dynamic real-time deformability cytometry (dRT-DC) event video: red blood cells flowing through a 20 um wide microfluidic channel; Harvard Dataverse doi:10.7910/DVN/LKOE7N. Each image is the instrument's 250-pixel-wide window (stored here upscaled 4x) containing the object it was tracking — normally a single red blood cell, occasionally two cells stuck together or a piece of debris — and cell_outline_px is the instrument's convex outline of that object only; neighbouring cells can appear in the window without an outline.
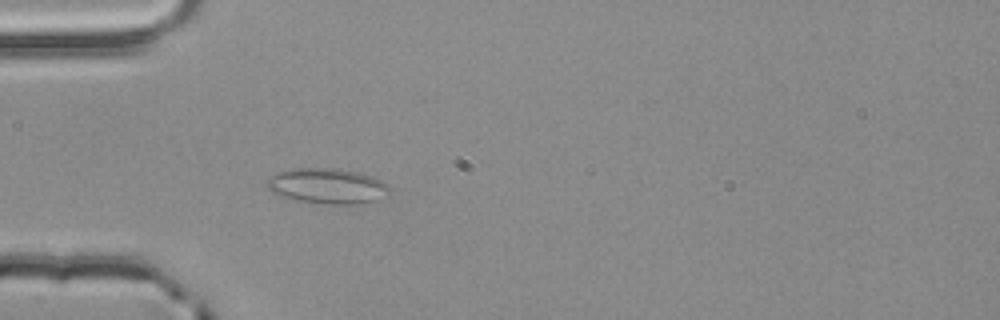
{"species": "common noctule bat (a hibernating species)", "species_latin": "Nyctalus noctula", "temperature_condition": "room temperature", "stored_images_in_passage": 2, "camera_frame_rate_fps": 3000, "um_per_image_px": 0.085, "animal": {"sex": "male", "body_mass_g": 20.4}, "frame": {"image": 1, "passage_image": 2, "time_ms": 0.333, "image_size_px": [1000, 320], "cell_outline_px": [[392, 188], [388, 192], [376, 200], [360, 204], [328, 204], [296, 200], [280, 196], [272, 192], [264, 184], [264, 180], [276, 172], [288, 168], [336, 168], [360, 172], [372, 176], [388, 184]], "centroid_in_image_um": [27.77, 15.79], "position_along_channel_um": 57.2, "area_um2": 25.66}}